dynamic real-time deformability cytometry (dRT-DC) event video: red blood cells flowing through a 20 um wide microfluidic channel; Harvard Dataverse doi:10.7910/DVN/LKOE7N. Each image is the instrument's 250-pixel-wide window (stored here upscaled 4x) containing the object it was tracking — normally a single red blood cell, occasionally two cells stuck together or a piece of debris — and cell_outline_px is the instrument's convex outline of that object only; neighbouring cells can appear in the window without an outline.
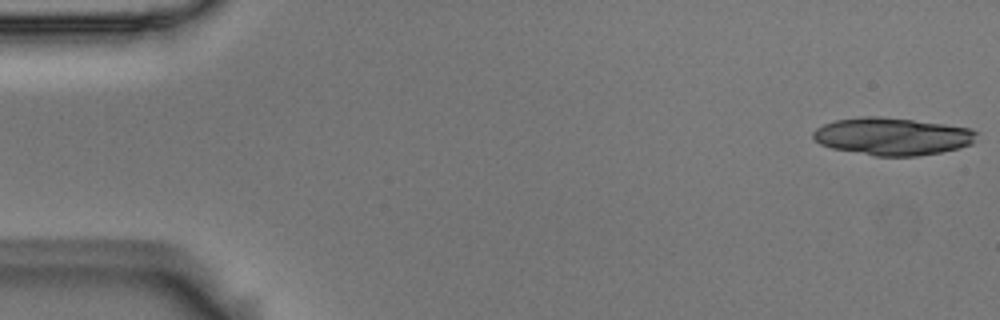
{"species": "Egyptian fruit bat (a non-hibernating species)", "species_latin": "Rousettus aegyptiacus", "temperature_condition": "room temperature", "stored_images_in_passage": 26, "camera_frame_rate_fps": 3000, "um_per_image_px": 0.085, "animal": {"sex": "male"}, "frame": {"image": 1, "passage_image": 1, "time_ms": 0.0, "image_size_px": [1000, 320], "cell_outline_px": [[980, 132], [972, 144], [960, 148], [940, 152], [916, 156], [876, 156], [832, 148], [820, 144], [812, 136], [812, 132], [816, 128], [824, 124], [836, 120], [860, 116], [880, 116], [944, 124], [972, 128]], "centroid_in_image_um": [75.88, 11.59], "position_along_channel_um": 9.1, "area_um2": 35.84}}
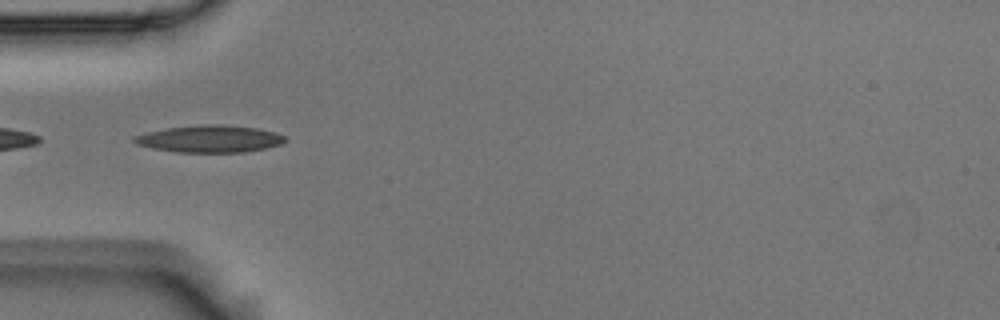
{"frame": {"image": 2, "passage_image": 17, "time_ms": 5.333, "image_size_px": [1000, 320], "cell_outline_px": [[288, 140], [280, 144], [264, 148], [244, 152], [176, 152], [152, 148], [136, 144], [132, 140], [132, 136], [148, 132], [168, 128], [200, 124], [220, 124], [256, 128], [276, 132], [284, 136]], "centroid_in_image_um": [17.81, 11.8], "position_along_channel_um": 67.2, "area_um2": 23.81}}
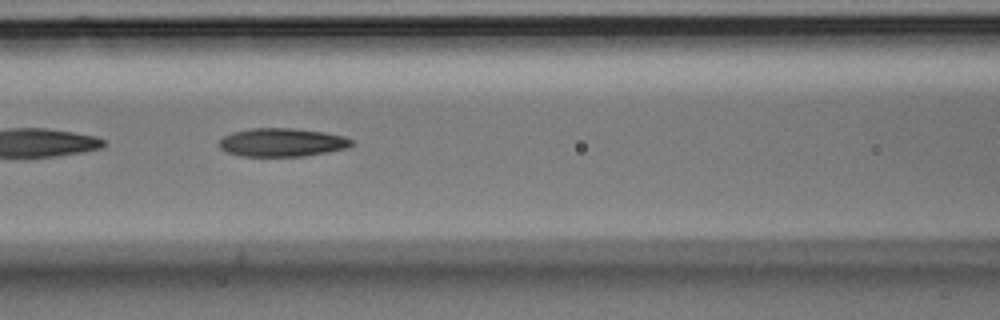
{"frame": {"image": 3, "passage_image": 23, "time_ms": 7.333, "image_size_px": [1000, 320], "cell_outline_px": [[352, 144], [348, 148], [304, 156], [240, 156], [224, 152], [220, 148], [220, 140], [224, 136], [232, 132], [252, 128], [292, 128], [324, 132], [344, 136], [352, 140]], "centroid_in_image_um": [23.95, 12.1], "position_along_channel_um": 142.7, "area_um2": 21.91}}